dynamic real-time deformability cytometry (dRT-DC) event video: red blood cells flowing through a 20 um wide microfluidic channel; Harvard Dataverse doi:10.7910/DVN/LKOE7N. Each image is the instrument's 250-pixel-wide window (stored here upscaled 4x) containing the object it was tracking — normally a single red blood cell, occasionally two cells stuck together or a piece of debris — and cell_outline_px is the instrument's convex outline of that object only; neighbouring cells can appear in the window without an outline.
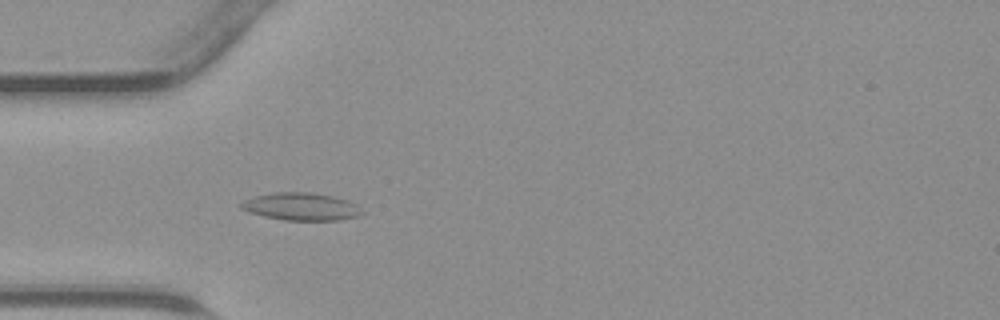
{"species": "common noctule bat (a hibernating species)", "species_latin": "Nyctalus noctula", "temperature_condition": "warm", "stored_images_in_passage": 32, "camera_frame_rate_fps": 3000, "um_per_image_px": 0.085, "animal": {"sex": "male", "body_mass_g": 23.1, "forearm_length_mm": 52.7}, "frame": {"image": 1, "passage_image": 8, "time_ms": 2.333, "image_size_px": [1000, 320], "cell_outline_px": [[364, 212], [360, 216], [336, 220], [284, 220], [264, 216], [240, 208], [240, 204], [244, 200], [252, 196], [272, 192], [308, 192], [332, 196], [348, 200], [356, 204]], "centroid_in_image_um": [25.6, 17.55], "position_along_channel_um": 59.4, "area_um2": 19.42}}
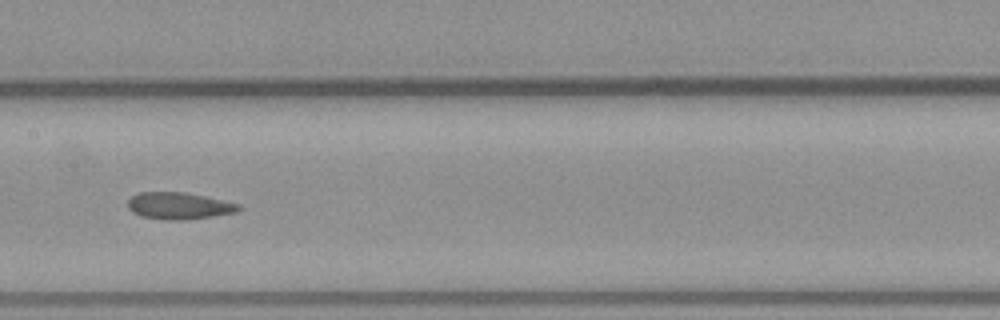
{"frame": {"image": 2, "passage_image": 17, "time_ms": 5.333, "image_size_px": [1000, 320], "cell_outline_px": [[240, 208], [236, 212], [212, 216], [184, 220], [168, 220], [140, 216], [132, 212], [128, 208], [128, 200], [132, 196], [140, 192], [184, 192], [224, 200], [240, 204]], "centroid_in_image_um": [15.19, 17.49], "position_along_channel_um": 192.2, "area_um2": 17.28}}
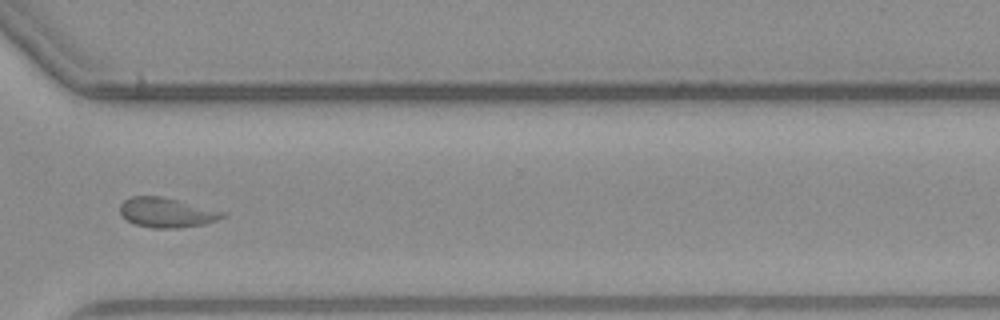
{"frame": {"image": 3, "passage_image": 28, "time_ms": 9.0, "image_size_px": [1000, 320], "cell_outline_px": [[228, 216], [204, 224], [176, 228], [152, 228], [136, 224], [128, 220], [120, 212], [120, 204], [124, 200], [132, 196], [160, 196], [228, 212]], "centroid_in_image_um": [14.21, 18.06], "position_along_channel_um": 356.4, "area_um2": 17.69}}